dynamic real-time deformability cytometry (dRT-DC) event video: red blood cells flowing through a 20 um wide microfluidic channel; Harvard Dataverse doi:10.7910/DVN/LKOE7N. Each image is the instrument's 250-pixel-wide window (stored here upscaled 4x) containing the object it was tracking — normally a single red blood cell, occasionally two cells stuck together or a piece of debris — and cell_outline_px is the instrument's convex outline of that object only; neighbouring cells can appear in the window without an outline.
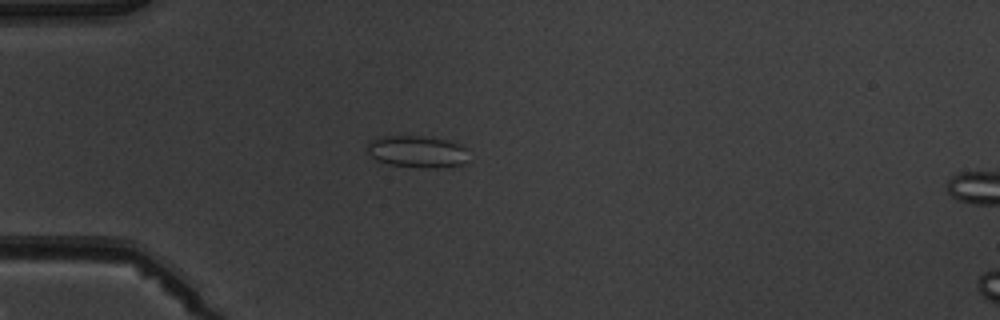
{"species": "common noctule bat (a hibernating species)", "species_latin": "Nyctalus noctula", "temperature_condition": "warm", "stored_images_in_passage": 5, "camera_frame_rate_fps": 3000, "um_per_image_px": 0.085, "animal": {"sex": "male", "body_mass_g": 19.5, "forearm_length_mm": 54.6}, "frame": {"image": 1, "passage_image": 4, "time_ms": 3.667, "image_size_px": [1000, 320], "cell_outline_px": [[464, 164], [440, 168], [424, 168], [388, 164], [376, 160], [364, 148], [368, 140], [376, 136], [424, 136], [452, 140], [460, 144], [464, 148]], "centroid_in_image_um": [35.37, 12.87], "position_along_channel_um": 49.6, "area_um2": 19.13}}